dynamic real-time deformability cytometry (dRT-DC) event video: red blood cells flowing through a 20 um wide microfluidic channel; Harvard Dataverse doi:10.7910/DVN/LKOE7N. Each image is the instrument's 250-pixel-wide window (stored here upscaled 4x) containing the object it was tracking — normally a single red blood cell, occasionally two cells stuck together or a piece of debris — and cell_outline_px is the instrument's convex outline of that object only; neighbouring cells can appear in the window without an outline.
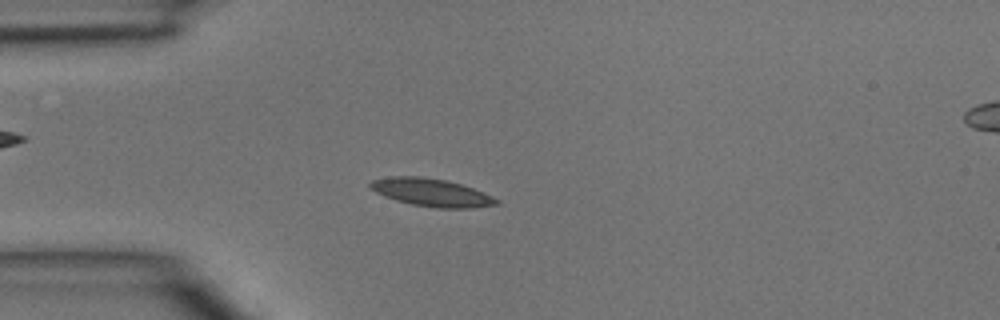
{"species": "common noctule bat (a hibernating species)", "species_latin": "Nyctalus noctula", "temperature_condition": "room temperature", "stored_images_in_passage": 46, "camera_frame_rate_fps": 3000, "um_per_image_px": 0.085, "animal": {"sex": "male", "body_mass_g": 15.6}, "frame": {"image": 1, "passage_image": 12, "time_ms": 3.667, "image_size_px": [1000, 320], "cell_outline_px": [[500, 204], [472, 208], [436, 208], [412, 204], [396, 200], [384, 196], [376, 192], [368, 184], [372, 180], [388, 176], [420, 176], [444, 180], [460, 184], [484, 192], [500, 200]], "centroid_in_image_um": [36.69, 16.36], "position_along_channel_um": 48.3, "area_um2": 20.4}}
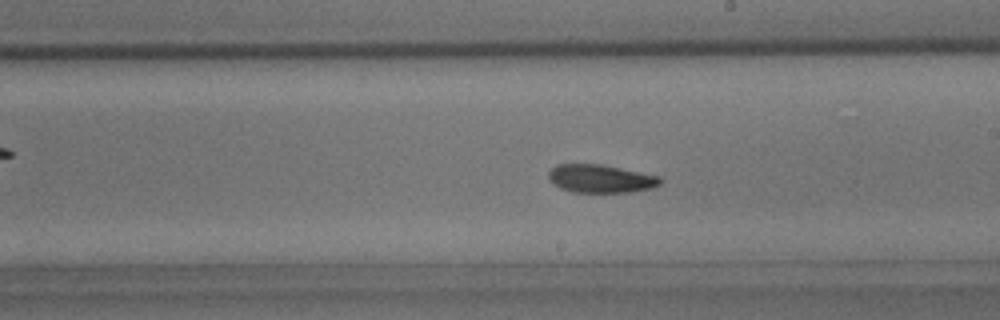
{"frame": {"image": 2, "passage_image": 26, "time_ms": 8.333, "image_size_px": [1000, 320], "cell_outline_px": [[664, 180], [660, 184], [652, 188], [632, 192], [572, 192], [560, 188], [548, 180], [548, 172], [556, 164], [600, 164], [660, 176]], "centroid_in_image_um": [51.05, 15.19], "position_along_channel_um": 237.9, "area_um2": 18.44}}
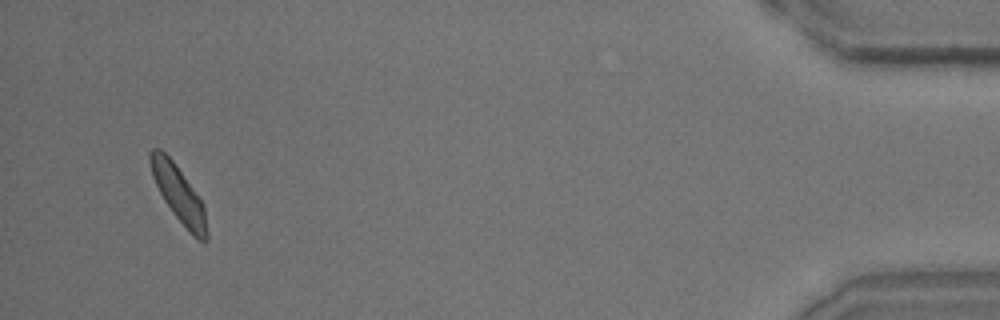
{"frame": {"image": 3, "passage_image": 44, "time_ms": 14.333, "image_size_px": [1000, 320], "cell_outline_px": [[208, 240], [204, 244], [192, 236], [188, 232], [164, 200], [152, 176], [148, 160], [148, 152], [152, 148], [160, 148], [172, 160], [204, 204], [208, 232]], "centroid_in_image_um": [15.2, 16.53], "position_along_channel_um": 420.0, "area_um2": 18.55}}